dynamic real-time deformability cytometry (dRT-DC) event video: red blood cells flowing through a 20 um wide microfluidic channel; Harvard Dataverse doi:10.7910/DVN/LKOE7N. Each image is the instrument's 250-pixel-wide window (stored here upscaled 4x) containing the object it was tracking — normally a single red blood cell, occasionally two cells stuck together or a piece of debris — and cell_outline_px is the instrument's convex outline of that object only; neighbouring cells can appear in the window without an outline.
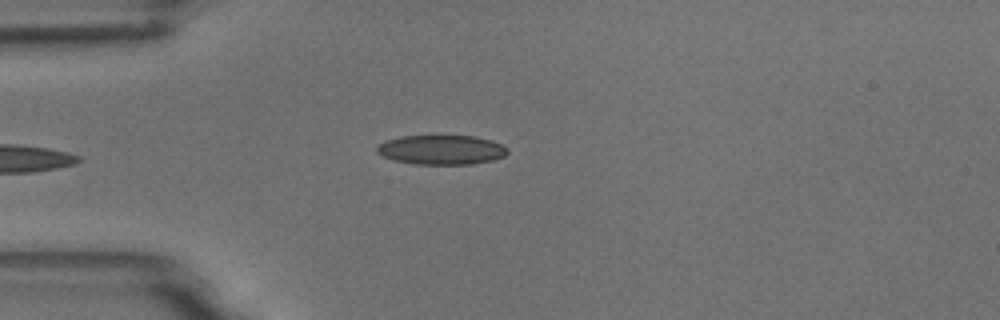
{"species": "common noctule bat (a hibernating species)", "species_latin": "Nyctalus noctula", "temperature_condition": "room temperature", "stored_images_in_passage": 5, "camera_frame_rate_fps": 3000, "um_per_image_px": 0.085, "animal": {"sex": "male", "body_mass_g": 18.8}, "frame": {"image": 1, "passage_image": 5, "time_ms": 4.333, "image_size_px": [1000, 320], "cell_outline_px": [[508, 152], [504, 156], [492, 160], [472, 164], [416, 164], [392, 160], [376, 152], [376, 144], [384, 140], [400, 136], [472, 136], [492, 140], [508, 148]], "centroid_in_image_um": [37.48, 12.73], "position_along_channel_um": 47.5, "area_um2": 22.54}}